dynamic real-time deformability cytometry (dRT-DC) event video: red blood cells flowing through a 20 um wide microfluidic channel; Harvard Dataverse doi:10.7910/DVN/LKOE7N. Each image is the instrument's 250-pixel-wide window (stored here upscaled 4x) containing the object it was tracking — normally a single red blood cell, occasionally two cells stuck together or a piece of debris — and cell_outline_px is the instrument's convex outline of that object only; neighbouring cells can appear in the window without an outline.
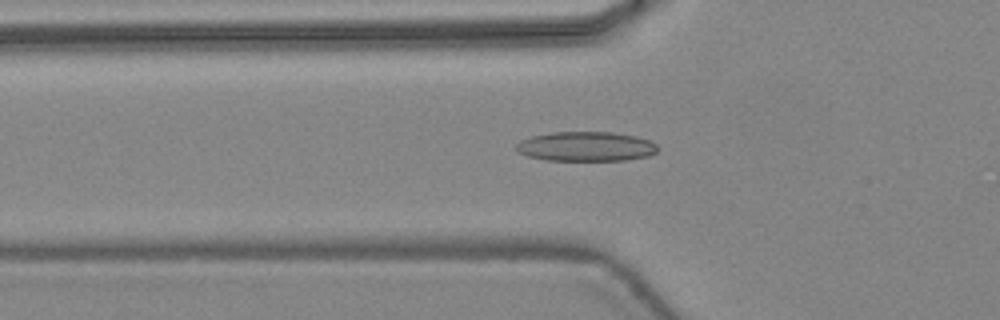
{"species": "common noctule bat (a hibernating species)", "species_latin": "Nyctalus noctula", "temperature_condition": "warm", "stored_images_in_passage": 47, "camera_frame_rate_fps": 3000, "um_per_image_px": 0.085, "animal": {"sex": "female", "body_mass_g": 24.6, "forearm_length_mm": 56.2}, "frame": {"image": 1, "passage_image": 17, "time_ms": 5.333, "image_size_px": [1000, 320], "cell_outline_px": [[656, 152], [648, 156], [624, 160], [544, 160], [528, 156], [516, 152], [516, 144], [520, 140], [532, 136], [552, 132], [612, 132], [636, 136], [648, 140], [656, 144]], "centroid_in_image_um": [49.76, 12.45], "position_along_channel_um": 76.0, "area_um2": 24.33}}
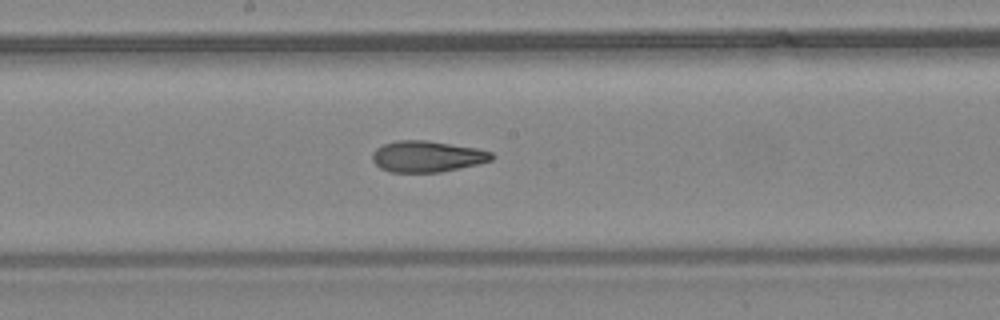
{"frame": {"image": 2, "passage_image": 26, "time_ms": 8.333, "image_size_px": [1000, 320], "cell_outline_px": [[496, 156], [492, 160], [480, 164], [440, 172], [388, 172], [380, 168], [372, 160], [372, 152], [376, 148], [384, 144], [396, 140], [424, 140], [476, 148], [492, 152]], "centroid_in_image_um": [36.3, 13.3], "position_along_channel_um": 211.9, "area_um2": 21.79}}
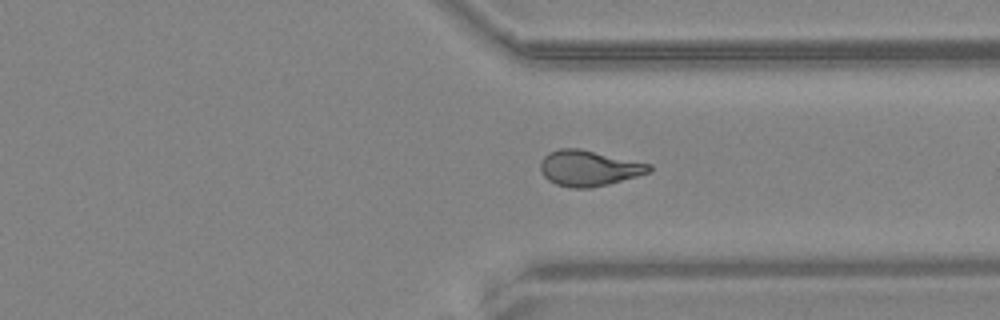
{"frame": {"image": 3, "passage_image": 36, "time_ms": 11.667, "image_size_px": [1000, 320], "cell_outline_px": [[652, 172], [608, 184], [588, 188], [572, 188], [556, 184], [548, 180], [544, 176], [540, 168], [540, 164], [544, 156], [548, 152], [560, 148], [580, 148], [652, 164]], "centroid_in_image_um": [50.07, 14.28], "position_along_channel_um": 361.3, "area_um2": 22.72}, "authors_computed_cell_mechanics": {"area_um2": 22.1952, "velocity_mm_per_s": 4.4867, "shape_relaxation_time_tau1_ms": null, "shape_relaxation_time_tau2_ms": 2.0131, "deformation_change_tau1": null, "deformation_change_tau2": 0.104}}